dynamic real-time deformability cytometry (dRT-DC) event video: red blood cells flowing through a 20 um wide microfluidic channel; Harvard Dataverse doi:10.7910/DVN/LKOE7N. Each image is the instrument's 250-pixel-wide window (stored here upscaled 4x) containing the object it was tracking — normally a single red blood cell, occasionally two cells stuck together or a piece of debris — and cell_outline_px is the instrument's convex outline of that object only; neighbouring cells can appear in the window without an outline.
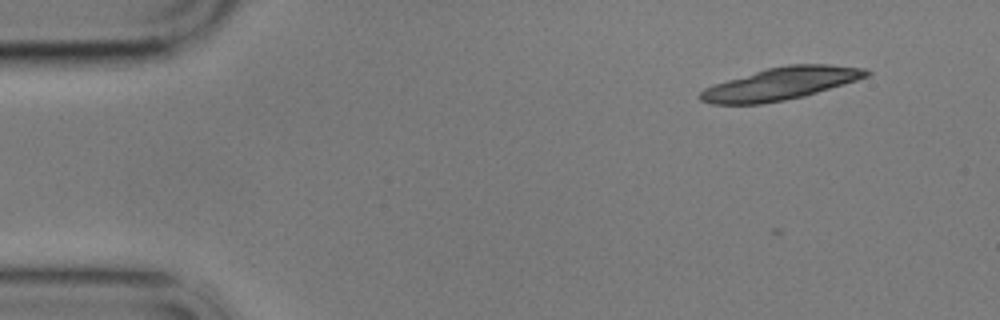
{"species": "common noctule bat (a hibernating species)", "species_latin": "Nyctalus noctula", "temperature_condition": "cold", "stored_images_in_passage": 7, "camera_frame_rate_fps": 3000, "um_per_image_px": 0.085, "animal": {"sex": "male", "body_mass_g": 17.9}, "frame": {"image": 1, "passage_image": 2, "time_ms": 1.0, "image_size_px": [1000, 320], "cell_outline_px": [[872, 72], [868, 76], [856, 80], [804, 96], [784, 100], [760, 104], [712, 104], [700, 100], [696, 96], [704, 88], [728, 80], [768, 68], [788, 64], [828, 64], [864, 68]], "centroid_in_image_um": [66.36, 7.12], "position_along_channel_um": 18.6, "area_um2": 31.04}}